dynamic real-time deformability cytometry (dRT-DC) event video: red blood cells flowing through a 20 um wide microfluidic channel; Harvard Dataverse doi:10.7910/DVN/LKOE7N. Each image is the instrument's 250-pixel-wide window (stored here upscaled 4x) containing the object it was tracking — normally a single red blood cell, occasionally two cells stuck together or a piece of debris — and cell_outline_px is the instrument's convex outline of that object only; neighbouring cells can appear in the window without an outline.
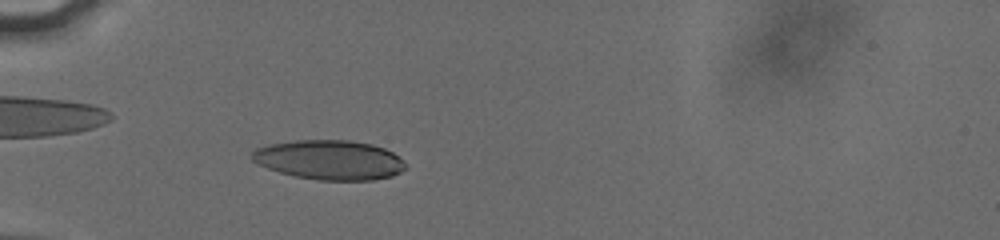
{"species": "human", "species_latin": "Homo sapiens", "temperature_condition": "cold", "stored_images_in_passage": 65, "camera_frame_rate_fps": 3000, "um_per_image_px": 0.085, "donor": {"sex": "male"}, "frame": {"image": 1, "passage_image": 4, "time_ms": 1.333, "image_size_px": [1000, 240], "cell_outline_px": [[408, 168], [392, 176], [372, 180], [320, 180], [296, 176], [280, 172], [268, 168], [252, 160], [252, 152], [256, 148], [268, 144], [296, 140], [348, 140], [372, 144], [384, 148], [400, 156], [408, 164]], "centroid_in_image_um": [28.06, 13.58], "position_along_channel_um": 56.9, "area_um2": 35.49}}
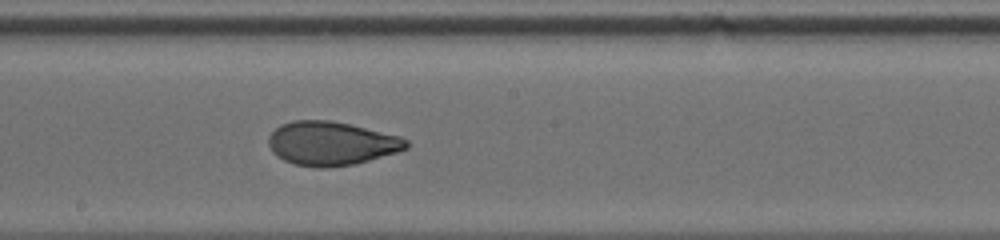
{"frame": {"image": 2, "passage_image": 28, "time_ms": 6.0, "image_size_px": [1000, 240], "cell_outline_px": [[408, 148], [396, 152], [356, 164], [328, 168], [316, 168], [296, 164], [284, 160], [276, 156], [272, 152], [268, 144], [268, 136], [280, 124], [292, 120], [328, 120], [352, 124], [400, 136], [408, 140]], "centroid_in_image_um": [28.14, 12.19], "position_along_channel_um": 220.1, "area_um2": 35.43}}
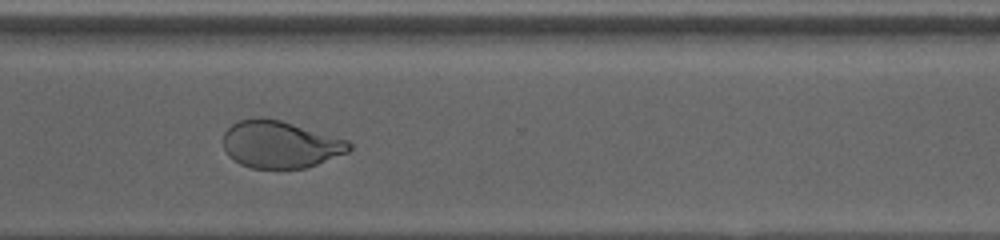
{"frame": {"image": 3, "passage_image": 48, "time_ms": 9.333, "image_size_px": [1000, 240], "cell_outline_px": [[352, 148], [348, 152], [316, 164], [304, 168], [252, 168], [240, 164], [232, 160], [228, 156], [224, 148], [224, 132], [232, 124], [240, 120], [256, 116], [264, 116], [280, 120], [348, 140], [352, 144]], "centroid_in_image_um": [23.79, 12.26], "position_along_channel_um": 346.8, "area_um2": 34.68}, "authors_computed_cell_mechanics": {"area_um2": 34.969, "velocity_mm_per_s": 3.8145, "shape_relaxation_time_tau1_ms": 6.3503, "shape_relaxation_time_tau2_ms": 1.0426, "deformation_change_tau1": 0.2027, "deformation_change_tau2": 0.0634}}